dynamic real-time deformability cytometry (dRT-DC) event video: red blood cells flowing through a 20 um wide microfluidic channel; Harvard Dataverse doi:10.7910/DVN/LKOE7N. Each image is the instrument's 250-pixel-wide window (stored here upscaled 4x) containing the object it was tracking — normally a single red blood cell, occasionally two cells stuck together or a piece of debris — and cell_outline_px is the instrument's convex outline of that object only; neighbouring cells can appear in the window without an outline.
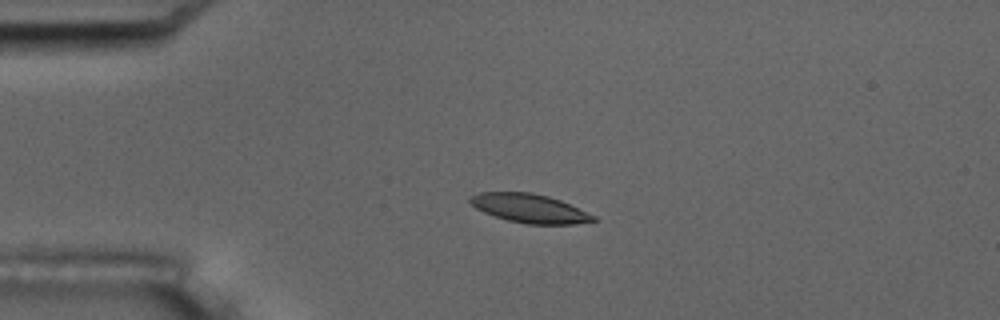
{"species": "common noctule bat (a hibernating species)", "species_latin": "Nyctalus noctula", "temperature_condition": "room temperature", "stored_images_in_passage": 6, "camera_frame_rate_fps": 3000, "um_per_image_px": 0.085, "animal": {"sex": "male", "body_mass_g": 17.5, "forearm_length_mm": 52.3}, "frame": {"image": 1, "passage_image": 4, "time_ms": 3.333, "image_size_px": [1000, 320], "cell_outline_px": [[600, 220], [572, 224], [528, 224], [508, 220], [484, 212], [476, 208], [468, 200], [468, 196], [480, 192], [532, 192], [548, 196], [560, 200], [596, 216]], "centroid_in_image_um": [45.01, 17.7], "position_along_channel_um": 40.0, "area_um2": 20.63}}